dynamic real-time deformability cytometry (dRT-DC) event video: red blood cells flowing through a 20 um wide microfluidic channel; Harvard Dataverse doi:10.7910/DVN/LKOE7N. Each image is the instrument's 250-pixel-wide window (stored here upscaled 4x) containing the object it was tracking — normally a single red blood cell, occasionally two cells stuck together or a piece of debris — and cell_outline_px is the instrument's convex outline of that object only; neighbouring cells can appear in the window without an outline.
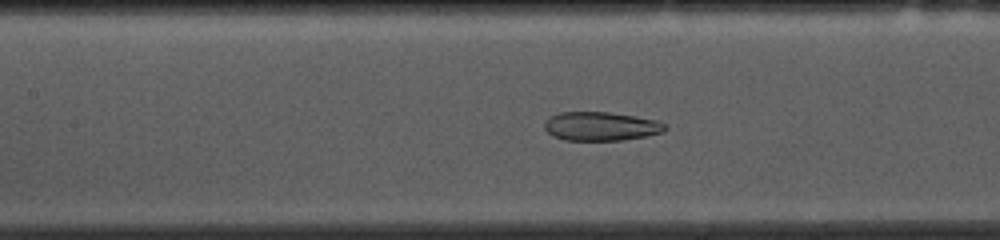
{"species": "common noctule bat (a hibernating species)", "species_latin": "Nyctalus noctula", "temperature_condition": "cold", "stored_images_in_passage": 52, "camera_frame_rate_fps": 3000, "um_per_image_px": 0.085, "animal": {"sex": "female", "body_mass_g": 10.0, "forearm_length_mm": 53.1}, "frame": {"image": 1, "passage_image": 22, "time_ms": 7.0, "image_size_px": [1000, 240], "cell_outline_px": [[668, 128], [664, 132], [624, 140], [564, 140], [552, 136], [544, 128], [544, 124], [548, 116], [560, 112], [608, 112], [636, 116], [656, 120], [664, 124]], "centroid_in_image_um": [51.05, 10.73], "position_along_channel_um": 156.3, "area_um2": 20.35}}
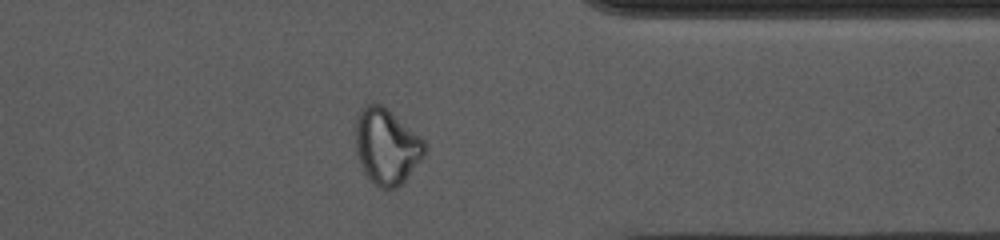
{"frame": {"image": 2, "passage_image": 41, "time_ms": 13.333, "image_size_px": [1000, 240], "cell_outline_px": [[424, 156], [404, 180], [396, 188], [380, 188], [364, 172], [360, 164], [356, 152], [356, 112], [360, 108], [368, 104], [380, 104], [388, 108], [420, 136], [424, 140]], "centroid_in_image_um": [32.83, 12.4], "position_along_channel_um": 378.6, "area_um2": 30.23}}
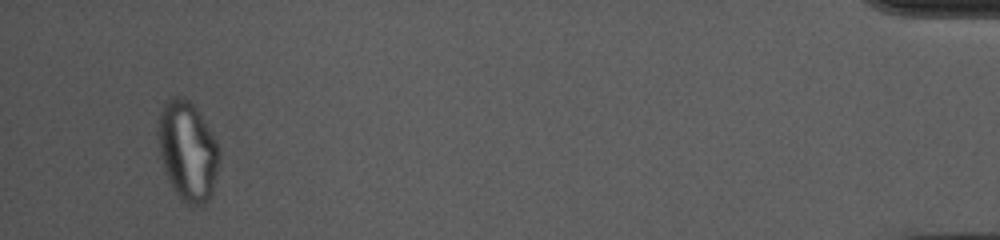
{"frame": {"image": 3, "passage_image": 50, "time_ms": 16.333, "image_size_px": [1000, 240], "cell_outline_px": [[220, 160], [212, 192], [208, 200], [204, 204], [192, 208], [176, 192], [168, 180], [160, 156], [156, 132], [160, 112], [164, 104], [172, 96], [180, 96], [188, 100], [196, 108], [216, 140]], "centroid_in_image_um": [15.93, 12.83], "position_along_channel_um": 419.3, "area_um2": 35.37}, "authors_computed_cell_mechanics": {"area_um2": 26.0678, "velocity_mm_per_s": 3.6932, "shape_relaxation_time_tau1_ms": null, "shape_relaxation_time_tau2_ms": 1.7318, "deformation_change_tau1": null, "deformation_change_tau2": 0.0877}}